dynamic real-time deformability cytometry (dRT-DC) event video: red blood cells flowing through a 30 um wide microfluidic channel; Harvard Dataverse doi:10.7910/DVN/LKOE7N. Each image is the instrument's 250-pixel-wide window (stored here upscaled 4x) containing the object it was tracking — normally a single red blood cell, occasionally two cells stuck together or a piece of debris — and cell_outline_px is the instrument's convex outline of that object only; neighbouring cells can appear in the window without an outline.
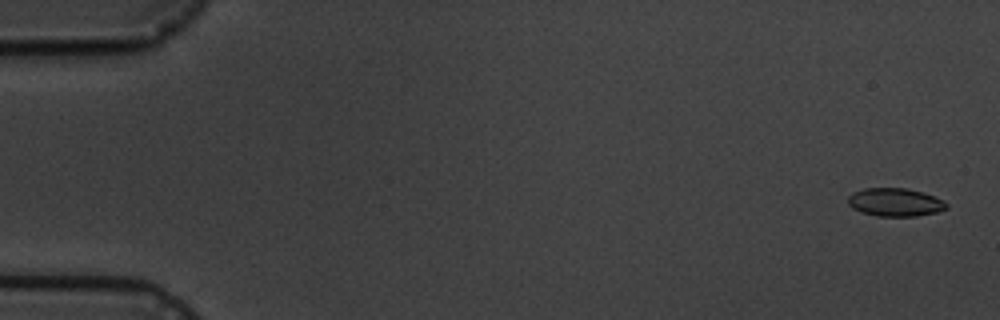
{"species": "common noctule bat (a hibernating species)", "species_latin": "Nyctalus noctula", "temperature_condition": "cold", "stored_images_in_passage": 15, "camera_frame_rate_fps": 3000, "um_per_image_px": 0.085, "animal": {"sex": "male", "body_mass_g": 19.5, "forearm_length_mm": 54.6}, "frame": {"image": 1, "passage_image": 1, "time_ms": 0.0, "image_size_px": [1000, 320], "cell_outline_px": [[948, 208], [936, 212], [916, 216], [876, 216], [860, 212], [852, 208], [848, 204], [848, 196], [852, 192], [864, 188], [908, 188], [944, 200], [948, 204]], "centroid_in_image_um": [76.05, 17.19], "position_along_channel_um": 8.9, "area_um2": 16.24}}
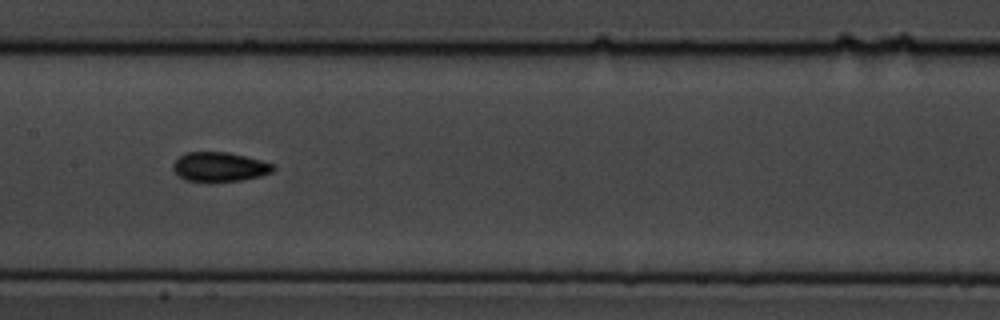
{"frame": {"image": 2, "passage_image": 8, "time_ms": 9.0, "image_size_px": [1000, 320], "cell_outline_px": [[276, 168], [272, 172], [260, 176], [240, 180], [184, 180], [172, 168], [172, 164], [184, 152], [228, 152], [260, 160], [272, 164]], "centroid_in_image_um": [18.65, 14.16], "position_along_channel_um": 188.7, "area_um2": 16.7}}
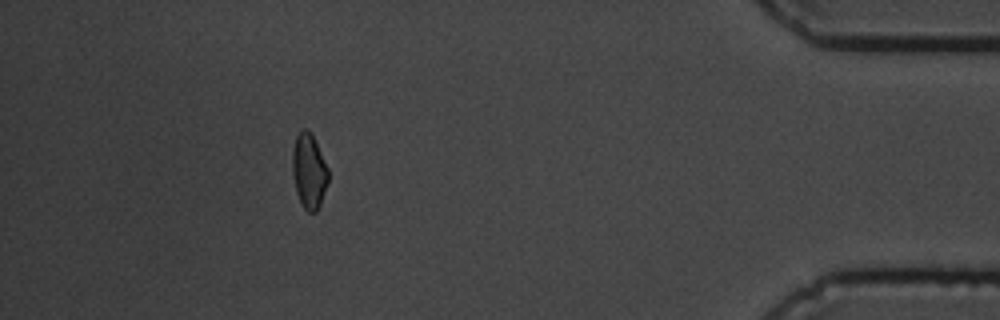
{"frame": {"image": 3, "passage_image": 14, "time_ms": 16.667, "image_size_px": [1000, 320], "cell_outline_px": [[328, 180], [320, 204], [316, 212], [308, 212], [300, 204], [296, 192], [292, 172], [292, 152], [296, 136], [300, 128], [308, 128], [328, 168]], "centroid_in_image_um": [26.23, 14.54], "position_along_channel_um": 409.0, "area_um2": 15.61}, "authors_computed_cell_mechanics": {"area_um2": 16.3574, "velocity_mm_per_s": 3.5412, "shape_relaxation_time_tau1_ms": 4.3406, "shape_relaxation_time_tau2_ms": 2.4282, "deformation_change_tau1": 0.0817, "deformation_change_tau2": 0.0322}}